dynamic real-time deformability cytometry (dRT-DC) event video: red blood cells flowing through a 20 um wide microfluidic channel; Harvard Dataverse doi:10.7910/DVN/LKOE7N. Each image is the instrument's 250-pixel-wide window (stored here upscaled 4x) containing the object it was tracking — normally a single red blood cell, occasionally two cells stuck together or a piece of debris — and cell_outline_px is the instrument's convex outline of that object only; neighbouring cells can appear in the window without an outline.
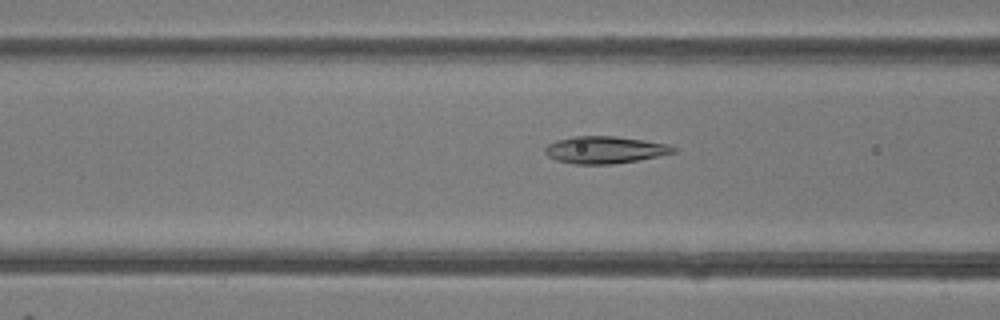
{"species": "common noctule bat (a hibernating species)", "species_latin": "Nyctalus noctula", "temperature_condition": "room temperature", "stored_images_in_passage": 48, "camera_frame_rate_fps": 3000, "um_per_image_px": 0.085, "animal": {"sex": "female"}, "frame": {"image": 1, "passage_image": 19, "time_ms": 6.0, "image_size_px": [1000, 320], "cell_outline_px": [[676, 152], [636, 160], [612, 164], [572, 164], [556, 160], [548, 156], [544, 152], [544, 148], [548, 144], [556, 140], [576, 136], [616, 136], [644, 140], [668, 144], [676, 148]], "centroid_in_image_um": [51.38, 12.73], "position_along_channel_um": 115.2, "area_um2": 20.23}}
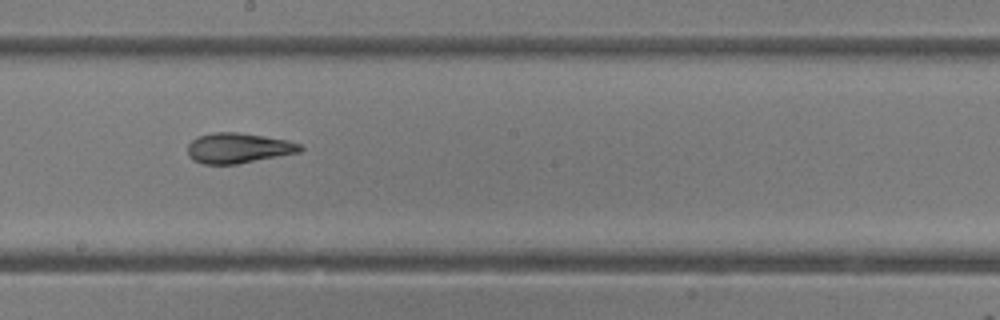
{"frame": {"image": 2, "passage_image": 27, "time_ms": 8.667, "image_size_px": [1000, 320], "cell_outline_px": [[304, 148], [300, 152], [236, 164], [204, 164], [192, 160], [188, 156], [188, 144], [192, 140], [200, 136], [212, 132], [236, 132], [264, 136], [288, 140], [300, 144]], "centroid_in_image_um": [20.24, 12.58], "position_along_channel_um": 228.0, "area_um2": 19.77}}
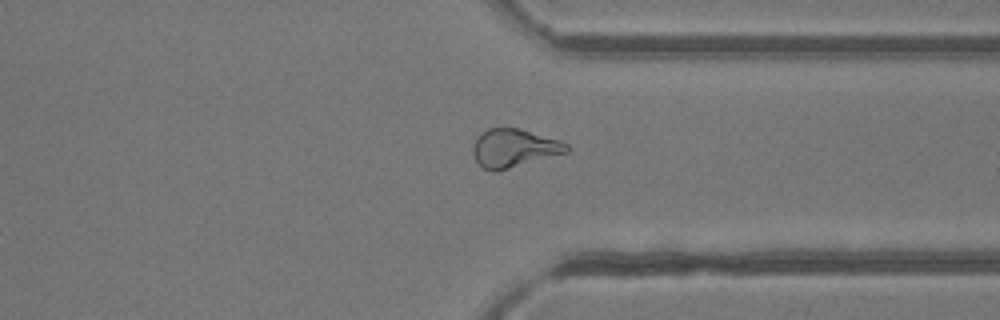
{"frame": {"image": 3, "passage_image": 37, "time_ms": 12.0, "image_size_px": [1000, 320], "cell_outline_px": [[572, 148], [568, 152], [496, 172], [492, 172], [484, 168], [476, 160], [472, 152], [472, 148], [480, 132], [488, 128], [516, 128], [560, 140], [568, 144]], "centroid_in_image_um": [43.7, 12.6], "position_along_channel_um": 367.7, "area_um2": 20.87}, "authors_computed_cell_mechanics": {"area_um2": 21.1259, "velocity_mm_per_s": 4.2256, "shape_relaxation_time_tau1_ms": 6.1002, "shape_relaxation_time_tau2_ms": 1.4781, "deformation_change_tau1": 0.1783, "deformation_change_tau2": 0.0659}}